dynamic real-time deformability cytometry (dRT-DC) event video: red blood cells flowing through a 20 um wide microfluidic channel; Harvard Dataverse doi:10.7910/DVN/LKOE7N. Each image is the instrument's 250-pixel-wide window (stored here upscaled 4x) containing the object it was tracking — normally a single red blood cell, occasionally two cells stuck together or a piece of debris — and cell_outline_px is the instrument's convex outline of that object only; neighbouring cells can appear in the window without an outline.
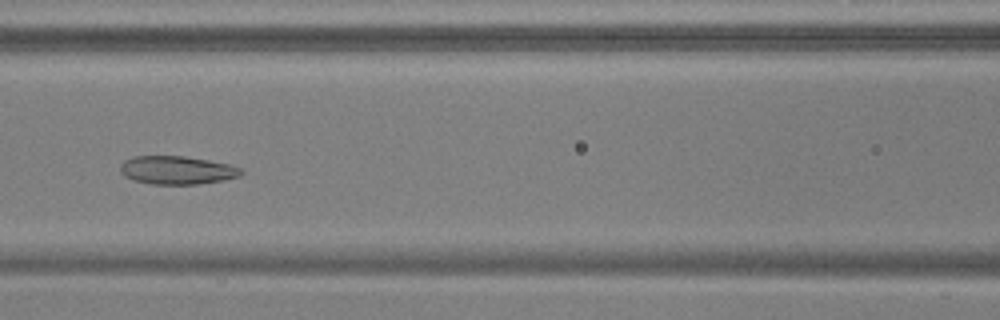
{"species": "common noctule bat (a hibernating species)", "species_latin": "Nyctalus noctula", "temperature_condition": "warm", "stored_images_in_passage": 54, "camera_frame_rate_fps": 3000, "um_per_image_px": 0.085, "animal": {"sex": "male", "body_mass_g": 17.9, "forearm_length_mm": 54.2}, "frame": {"image": 1, "passage_image": 25, "time_ms": 8.0, "image_size_px": [1000, 320], "cell_outline_px": [[244, 172], [240, 176], [224, 180], [196, 184], [152, 184], [136, 180], [124, 176], [120, 172], [120, 164], [124, 160], [132, 156], [184, 156], [208, 160], [228, 164], [240, 168]], "centroid_in_image_um": [15.03, 14.46], "position_along_channel_um": 151.6, "area_um2": 19.88}}
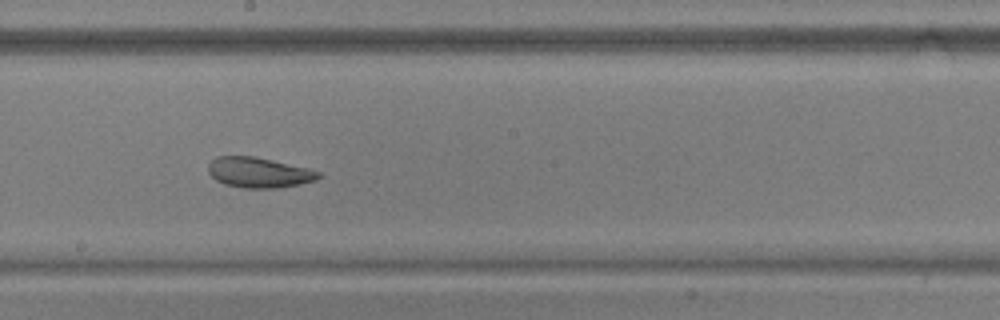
{"frame": {"image": 2, "passage_image": 31, "time_ms": 10.0, "image_size_px": [1000, 320], "cell_outline_px": [[320, 176], [316, 180], [300, 184], [280, 188], [244, 188], [224, 184], [216, 180], [208, 172], [208, 164], [216, 156], [252, 156], [272, 160], [308, 168], [320, 172]], "centroid_in_image_um": [21.99, 14.67], "position_along_channel_um": 226.2, "area_um2": 19.48}}
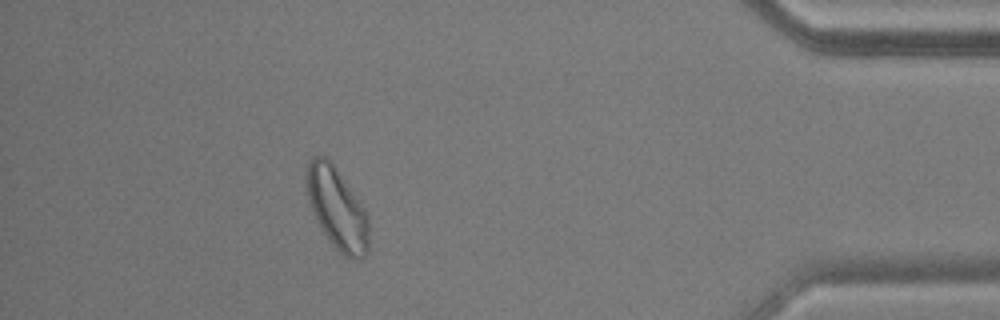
{"frame": {"image": 3, "passage_image": 49, "time_ms": 16.0, "image_size_px": [1000, 320], "cell_outline_px": [[368, 252], [360, 260], [352, 260], [344, 256], [332, 244], [316, 220], [308, 196], [304, 180], [304, 168], [308, 160], [312, 156], [328, 156], [360, 200], [368, 216]], "centroid_in_image_um": [28.63, 17.66], "position_along_channel_um": 406.6, "area_um2": 30.17}, "authors_computed_cell_mechanics": {"area_um2": 24.7384, "velocity_mm_per_s": 3.7528, "shape_relaxation_time_tau1_ms": null, "shape_relaxation_time_tau2_ms": 3.5581, "deformation_change_tau1": null, "deformation_change_tau2": 0.1101}}